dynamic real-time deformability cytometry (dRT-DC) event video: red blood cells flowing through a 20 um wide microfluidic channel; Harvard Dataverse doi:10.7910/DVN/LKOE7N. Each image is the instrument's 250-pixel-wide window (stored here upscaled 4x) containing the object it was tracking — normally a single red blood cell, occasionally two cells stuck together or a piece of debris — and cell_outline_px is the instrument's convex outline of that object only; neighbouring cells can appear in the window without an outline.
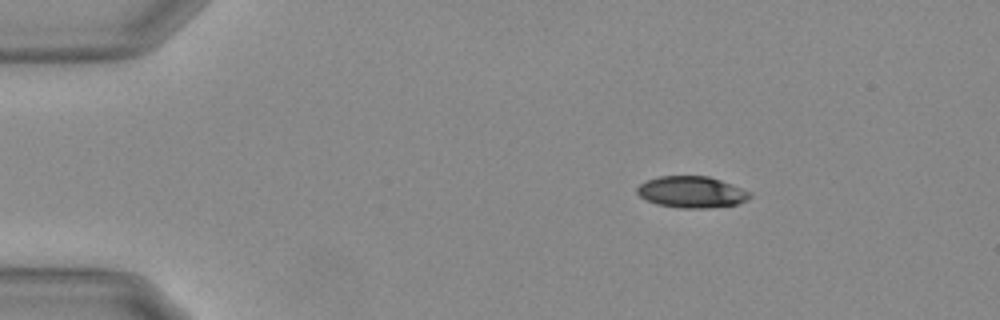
{"species": "Egyptian fruit bat (a non-hibernating species)", "species_latin": "Rousettus aegyptiacus", "temperature_condition": "warm", "stored_images_in_passage": 38, "camera_frame_rate_fps": 3000, "um_per_image_px": 0.085, "animal": {"sex": "female"}, "frame": {"image": 1, "passage_image": 1, "time_ms": 0.0, "image_size_px": [1000, 320], "cell_outline_px": [[752, 196], [736, 204], [712, 208], [680, 208], [656, 204], [640, 196], [636, 192], [636, 188], [640, 184], [648, 180], [660, 176], [708, 176], [720, 180], [740, 188], [748, 192]], "centroid_in_image_um": [58.75, 16.33], "position_along_channel_um": 26.3, "area_um2": 20.4}}
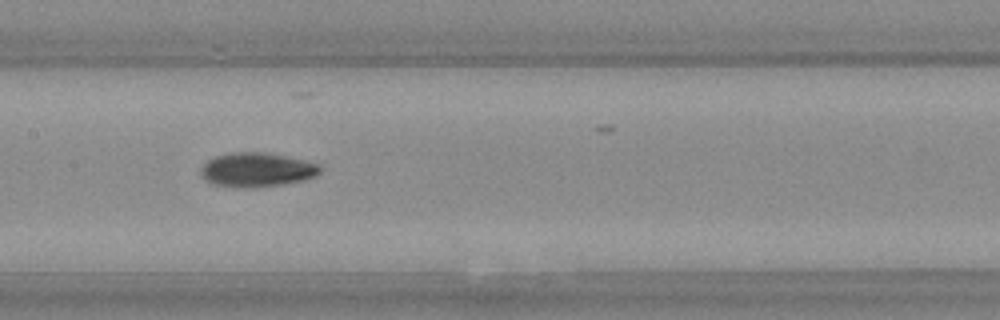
{"frame": {"image": 2, "passage_image": 20, "time_ms": 6.333, "image_size_px": [1000, 320], "cell_outline_px": [[320, 172], [312, 176], [300, 180], [280, 184], [212, 184], [204, 180], [200, 172], [200, 168], [208, 160], [216, 156], [232, 152], [264, 152], [284, 156], [316, 164], [320, 168]], "centroid_in_image_um": [21.76, 14.37], "position_along_channel_um": 185.6, "area_um2": 22.2}}
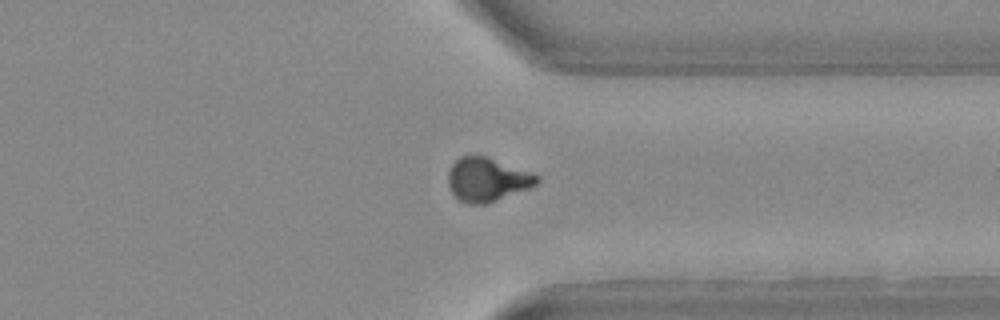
{"frame": {"image": 3, "passage_image": 35, "time_ms": 11.333, "image_size_px": [1000, 320], "cell_outline_px": [[540, 180], [536, 184], [528, 188], [496, 200], [484, 204], [468, 204], [456, 200], [448, 184], [448, 172], [452, 164], [460, 156], [488, 156], [532, 172], [540, 176]], "centroid_in_image_um": [41.39, 15.26], "position_along_channel_um": 370.0, "area_um2": 22.72}}